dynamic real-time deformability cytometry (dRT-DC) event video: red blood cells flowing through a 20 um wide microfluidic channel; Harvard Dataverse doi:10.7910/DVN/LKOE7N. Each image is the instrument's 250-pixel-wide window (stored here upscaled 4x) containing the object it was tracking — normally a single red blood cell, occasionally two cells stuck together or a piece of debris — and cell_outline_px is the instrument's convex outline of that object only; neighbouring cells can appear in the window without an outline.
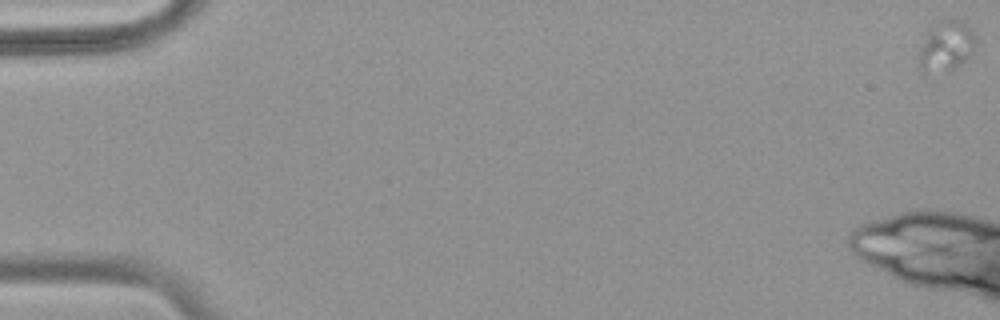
{"species": "common noctule bat (a hibernating species)", "species_latin": "Nyctalus noctula", "temperature_condition": "warm", "stored_images_in_passage": 7, "camera_frame_rate_fps": 3000, "um_per_image_px": 0.085, "animal": {"sex": "female", "body_mass_g": 18.4}, "frame": {"image": 1, "passage_image": 1, "time_ms": 0.0, "image_size_px": [1000, 320], "cell_outline_px": [[976, 36], [972, 48], [968, 56], [960, 64], [952, 68], [920, 72], [916, 60], [920, 48], [928, 32], [940, 20], [960, 20]], "centroid_in_image_um": [80.36, 3.92], "position_along_channel_um": 4.6, "area_um2": 15.84}}